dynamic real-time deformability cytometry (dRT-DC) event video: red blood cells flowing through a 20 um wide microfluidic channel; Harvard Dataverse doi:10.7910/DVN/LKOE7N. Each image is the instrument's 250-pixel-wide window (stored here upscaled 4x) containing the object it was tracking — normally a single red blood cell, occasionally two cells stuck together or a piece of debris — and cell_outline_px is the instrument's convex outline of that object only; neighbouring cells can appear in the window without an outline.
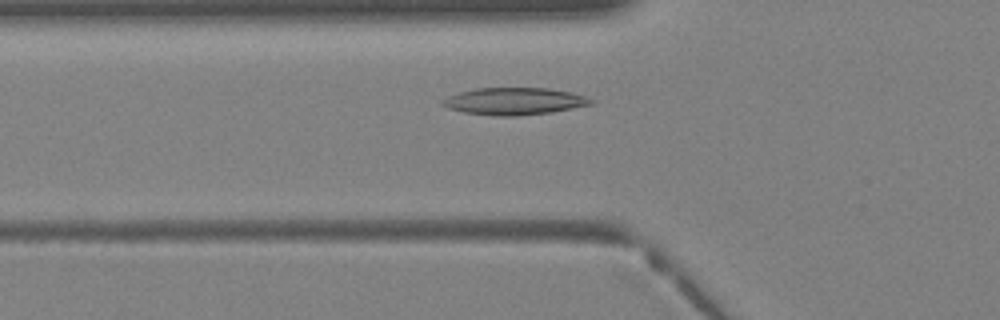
{"species": "Egyptian fruit bat (a non-hibernating species)", "species_latin": "Rousettus aegyptiacus", "temperature_condition": "warm", "stored_images_in_passage": 33, "camera_frame_rate_fps": 3000, "um_per_image_px": 0.085, "animal": {"sex": "female"}, "frame": {"image": 1, "passage_image": 7, "time_ms": 2.0, "image_size_px": [1000, 320], "cell_outline_px": [[596, 100], [592, 104], [552, 112], [516, 116], [496, 116], [464, 112], [448, 108], [440, 104], [440, 100], [448, 96], [460, 92], [476, 88], [548, 88], [572, 92]], "centroid_in_image_um": [43.71, 8.6], "position_along_channel_um": 82.1, "area_um2": 23.52}}
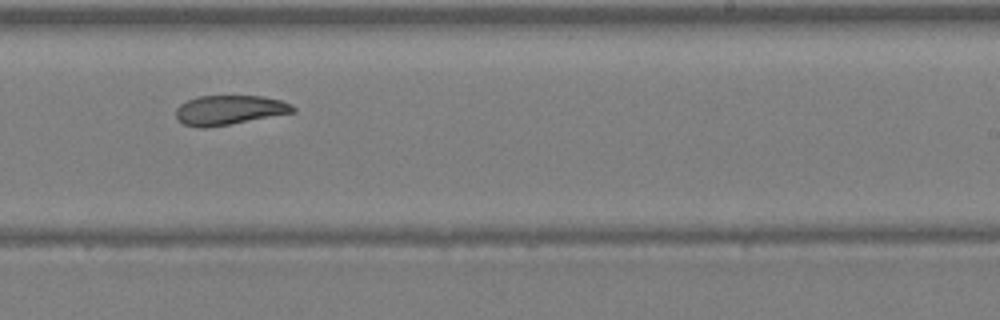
{"frame": {"image": 2, "passage_image": 18, "time_ms": 5.667, "image_size_px": [1000, 320], "cell_outline_px": [[296, 112], [228, 124], [204, 128], [200, 128], [184, 124], [176, 120], [176, 108], [180, 104], [188, 100], [200, 96], [260, 96], [280, 100], [292, 104], [296, 108]], "centroid_in_image_um": [19.48, 9.35], "position_along_channel_um": 269.5, "area_um2": 20.0}}
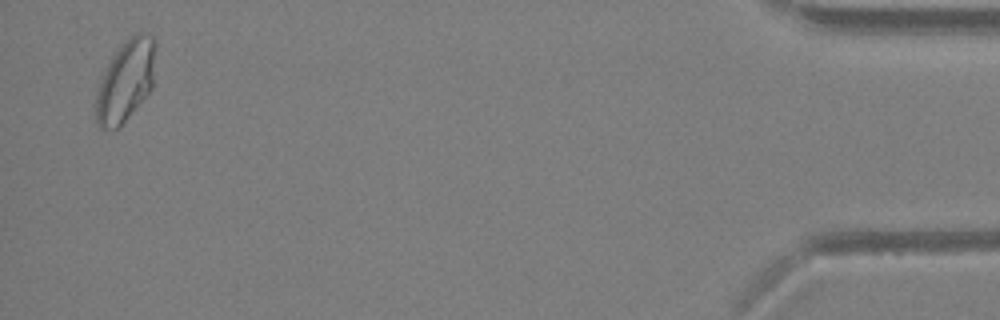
{"frame": {"image": 3, "passage_image": 32, "time_ms": 10.333, "image_size_px": [1000, 320], "cell_outline_px": [[156, 44], [152, 88], [120, 128], [100, 128], [96, 124], [96, 88], [108, 60], [120, 44], [132, 32], [148, 32], [156, 40]], "centroid_in_image_um": [10.67, 6.81], "position_along_channel_um": 424.5, "area_um2": 29.02}}